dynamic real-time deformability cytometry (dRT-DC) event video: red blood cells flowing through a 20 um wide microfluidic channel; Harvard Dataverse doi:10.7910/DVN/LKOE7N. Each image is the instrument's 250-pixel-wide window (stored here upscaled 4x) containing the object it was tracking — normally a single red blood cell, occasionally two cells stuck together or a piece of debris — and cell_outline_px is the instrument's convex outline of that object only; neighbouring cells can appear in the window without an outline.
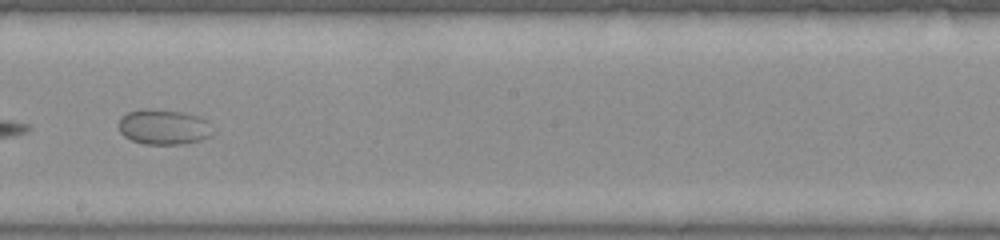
{"species": "common noctule bat (a hibernating species)", "species_latin": "Nyctalus noctula", "temperature_condition": "warm", "stored_images_in_passage": 33, "camera_frame_rate_fps": 3000, "um_per_image_px": 0.085, "animal": {"sex": "female", "body_mass_g": 22.0, "forearm_length_mm": 56.7}, "frame": {"image": 1, "passage_image": 15, "time_ms": 4.667, "image_size_px": [1000, 240], "cell_outline_px": [[216, 132], [212, 136], [200, 140], [184, 144], [144, 144], [132, 140], [124, 136], [120, 132], [116, 124], [120, 116], [128, 112], [144, 108], [152, 108], [184, 112], [200, 116], [208, 120]], "centroid_in_image_um": [13.93, 10.78], "position_along_channel_um": 234.3, "area_um2": 20.0}}